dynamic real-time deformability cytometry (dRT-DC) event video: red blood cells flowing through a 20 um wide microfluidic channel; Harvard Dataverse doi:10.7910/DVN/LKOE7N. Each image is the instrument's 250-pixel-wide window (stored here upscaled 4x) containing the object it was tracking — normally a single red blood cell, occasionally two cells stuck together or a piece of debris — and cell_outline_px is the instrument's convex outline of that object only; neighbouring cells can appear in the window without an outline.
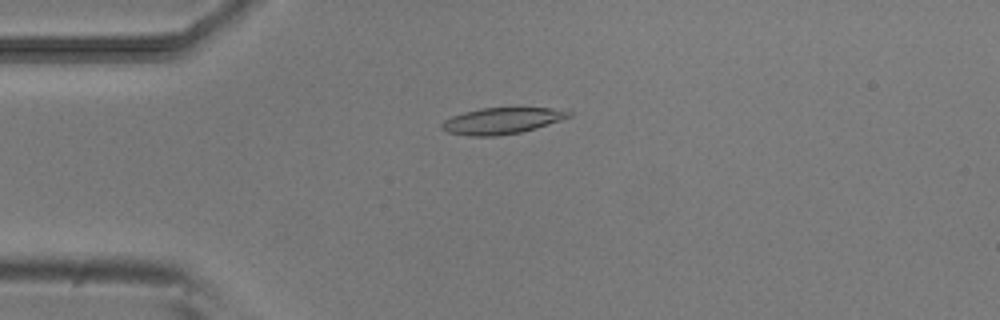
{"species": "common noctule bat (a hibernating species)", "species_latin": "Nyctalus noctula", "temperature_condition": "room temperature", "stored_images_in_passage": 47, "camera_frame_rate_fps": 3000, "um_per_image_px": 0.085, "animal": {"sex": "male", "body_mass_g": 20.5, "forearm_length_mm": 52.5}, "frame": {"image": 1, "passage_image": 8, "time_ms": 2.333, "image_size_px": [1000, 320], "cell_outline_px": [[572, 116], [536, 128], [520, 132], [496, 136], [472, 136], [448, 132], [440, 128], [440, 124], [444, 120], [452, 116], [464, 112], [480, 108], [548, 108], [572, 112]], "centroid_in_image_um": [42.61, 10.27], "position_along_channel_um": 42.4, "area_um2": 19.25}}
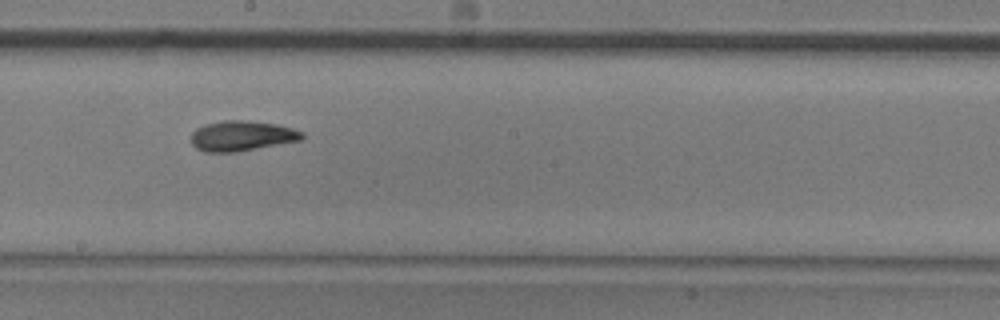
{"frame": {"image": 2, "passage_image": 24, "time_ms": 7.667, "image_size_px": [1000, 320], "cell_outline_px": [[304, 136], [300, 140], [236, 152], [204, 152], [196, 148], [192, 144], [192, 132], [196, 128], [204, 124], [224, 120], [248, 120], [276, 124], [292, 128], [304, 132]], "centroid_in_image_um": [20.53, 11.54], "position_along_channel_um": 227.7, "area_um2": 19.54}}
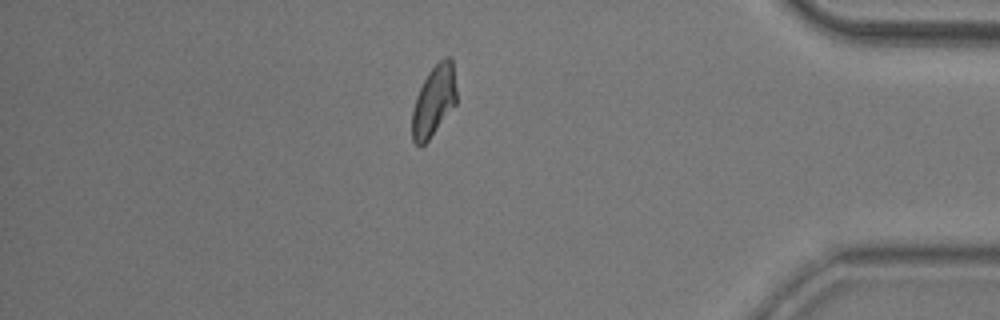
{"frame": {"image": 3, "passage_image": 40, "time_ms": 13.0, "image_size_px": [1000, 320], "cell_outline_px": [[456, 104], [428, 140], [420, 148], [412, 140], [412, 112], [416, 96], [428, 72], [444, 56], [448, 56], [452, 60], [456, 88]], "centroid_in_image_um": [36.87, 8.58], "position_along_channel_um": 398.3, "area_um2": 18.21}, "authors_computed_cell_mechanics": {"area_um2": 18.9584, "velocity_mm_per_s": 3.8712, "shape_relaxation_time_tau1_ms": 5.2564, "shape_relaxation_time_tau2_ms": 3.3258, "deformation_change_tau1": 0.1598, "deformation_change_tau2": 0.0995}}